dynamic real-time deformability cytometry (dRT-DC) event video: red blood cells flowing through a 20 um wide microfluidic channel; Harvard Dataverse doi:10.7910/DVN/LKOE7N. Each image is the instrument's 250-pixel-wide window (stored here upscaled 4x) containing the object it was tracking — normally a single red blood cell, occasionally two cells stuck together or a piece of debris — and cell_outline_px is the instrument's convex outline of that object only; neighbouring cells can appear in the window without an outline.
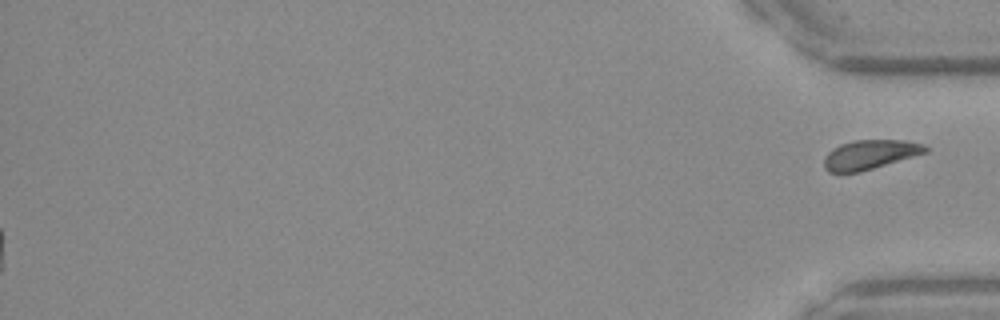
{"species": "Egyptian fruit bat (a non-hibernating species)", "species_latin": "Rousettus aegyptiacus", "temperature_condition": "warm", "stored_images_in_passage": 44, "segment_of_instrument_passage": [2, 2], "camera_frame_rate_fps": 3000, "um_per_image_px": 0.085, "frame": {"image": 1, "passage_image": 44, "time_ms": 14.333, "image_size_px": [1000, 320], "cell_outline_px": [[928, 152], [860, 172], [828, 172], [824, 168], [824, 156], [832, 148], [840, 144], [852, 140], [904, 140], [924, 144], [928, 148]], "centroid_in_image_um": [73.93, 13.13], "position_along_channel_um": 361.3, "area_um2": 17.4}}